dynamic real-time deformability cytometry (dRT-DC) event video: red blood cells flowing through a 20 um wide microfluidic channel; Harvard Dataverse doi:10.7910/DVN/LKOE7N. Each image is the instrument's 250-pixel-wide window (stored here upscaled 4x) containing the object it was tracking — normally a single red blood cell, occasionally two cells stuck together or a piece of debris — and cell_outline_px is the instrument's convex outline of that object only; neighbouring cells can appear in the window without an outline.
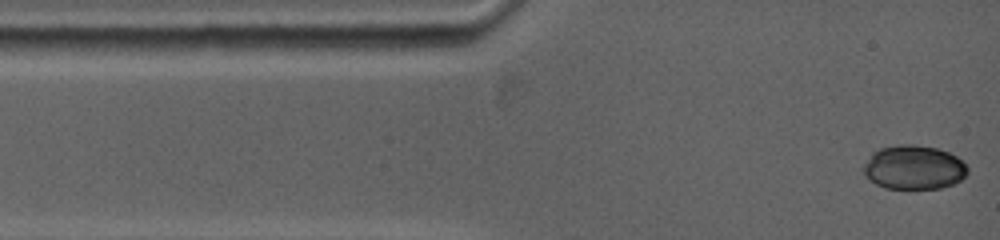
{"species": "common noctule bat (a hibernating species)", "species_latin": "Nyctalus noctula", "temperature_condition": "warm", "stored_images_in_passage": 52, "camera_frame_rate_fps": 5000, "um_per_image_px": 0.085, "animal": {"sex": "female", "body_mass_g": 19.0, "forearm_length_mm": 53.3}, "frame": {"image": 1, "passage_image": 1, "time_ms": 0.0, "image_size_px": [1000, 240], "cell_outline_px": [[968, 172], [960, 180], [952, 184], [940, 188], [884, 188], [876, 184], [864, 172], [864, 164], [872, 152], [880, 148], [900, 144], [912, 144], [936, 148], [948, 152], [956, 156], [968, 168]], "centroid_in_image_um": [77.67, 14.22], "position_along_channel_um": 7.3, "area_um2": 26.41}}
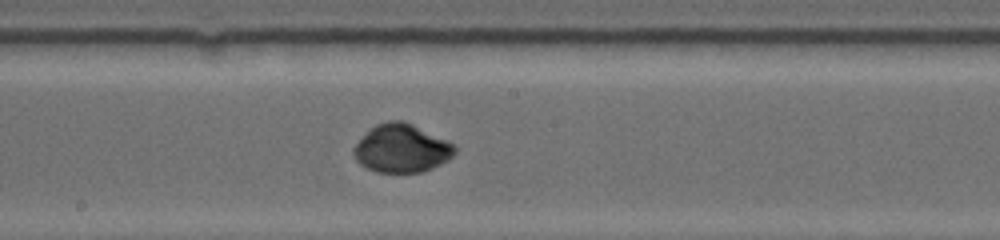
{"frame": {"image": 2, "passage_image": 30, "time_ms": 6.6, "image_size_px": [1000, 240], "cell_outline_px": [[456, 152], [448, 160], [432, 168], [420, 172], [376, 172], [360, 164], [356, 160], [352, 152], [352, 148], [376, 124], [388, 120], [404, 120], [448, 140], [456, 144]], "centroid_in_image_um": [34.16, 12.6], "position_along_channel_um": 214.0, "area_um2": 28.44}}
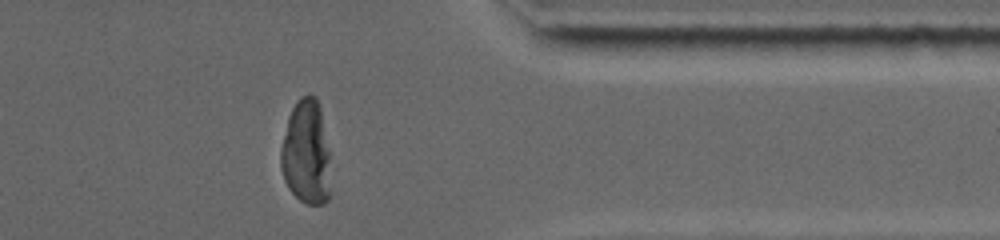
{"frame": {"image": 3, "passage_image": 52, "time_ms": 11.4, "image_size_px": [1000, 240], "cell_outline_px": [[328, 200], [324, 204], [304, 204], [288, 188], [284, 180], [280, 168], [280, 152], [288, 116], [296, 100], [300, 96], [316, 96], [320, 108], [328, 152]], "centroid_in_image_um": [25.98, 12.97], "position_along_channel_um": 385.4, "area_um2": 29.94}, "authors_computed_cell_mechanics": {"area_um2": 28.2064, "velocity_mm_per_s": 3.8221, "shape_relaxation_time_tau1_ms": 9.851, "shape_relaxation_time_tau2_ms": null, "deformation_change_tau1": 0.293, "deformation_change_tau2": null}}